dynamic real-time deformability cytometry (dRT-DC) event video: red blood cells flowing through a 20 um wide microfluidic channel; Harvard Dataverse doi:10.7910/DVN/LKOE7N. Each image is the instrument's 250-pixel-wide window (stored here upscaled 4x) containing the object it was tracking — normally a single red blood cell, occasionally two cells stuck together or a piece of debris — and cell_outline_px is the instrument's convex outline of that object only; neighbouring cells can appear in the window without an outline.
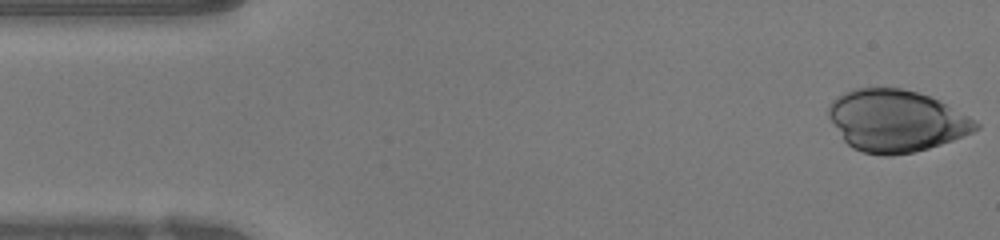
{"species": "human", "species_latin": "Homo sapiens", "temperature_condition": "warm", "stored_images_in_passage": 47, "camera_frame_rate_fps": 3000, "um_per_image_px": 0.085, "donor": {"sex": "female"}, "frame": {"image": 1, "passage_image": 1, "time_ms": 0.0, "image_size_px": [1000, 240], "cell_outline_px": [[980, 128], [972, 132], [952, 140], [928, 148], [912, 152], [892, 156], [884, 156], [864, 152], [852, 148], [844, 140], [828, 116], [828, 108], [832, 100], [836, 96], [844, 92], [856, 88], [900, 88], [916, 92], [928, 96], [968, 116], [980, 124]], "centroid_in_image_um": [76.13, 10.27], "position_along_channel_um": 8.9, "area_um2": 52.48}}
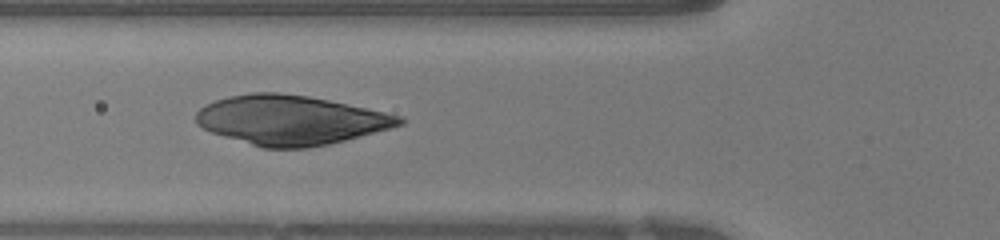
{"frame": {"image": 2, "passage_image": 16, "time_ms": 5.0, "image_size_px": [1000, 240], "cell_outline_px": [[408, 120], [404, 124], [360, 136], [328, 144], [308, 148], [260, 148], [212, 132], [196, 124], [196, 112], [204, 104], [228, 96], [252, 92], [276, 92], [308, 96], [328, 100], [404, 116]], "centroid_in_image_um": [24.69, 10.2], "position_along_channel_um": 101.1, "area_um2": 58.55}}
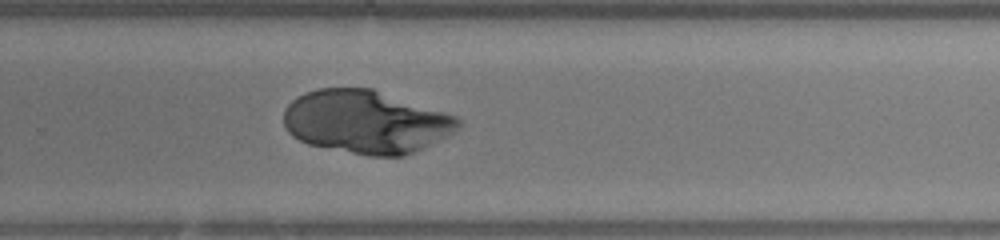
{"frame": {"image": 3, "passage_image": 30, "time_ms": 9.667, "image_size_px": [1000, 240], "cell_outline_px": [[460, 128], [456, 132], [448, 136], [404, 156], [368, 156], [308, 144], [292, 136], [288, 132], [284, 124], [284, 108], [292, 100], [316, 88], [372, 88], [456, 116], [460, 120]], "centroid_in_image_um": [31.1, 10.36], "position_along_channel_um": 298.7, "area_um2": 64.04}}